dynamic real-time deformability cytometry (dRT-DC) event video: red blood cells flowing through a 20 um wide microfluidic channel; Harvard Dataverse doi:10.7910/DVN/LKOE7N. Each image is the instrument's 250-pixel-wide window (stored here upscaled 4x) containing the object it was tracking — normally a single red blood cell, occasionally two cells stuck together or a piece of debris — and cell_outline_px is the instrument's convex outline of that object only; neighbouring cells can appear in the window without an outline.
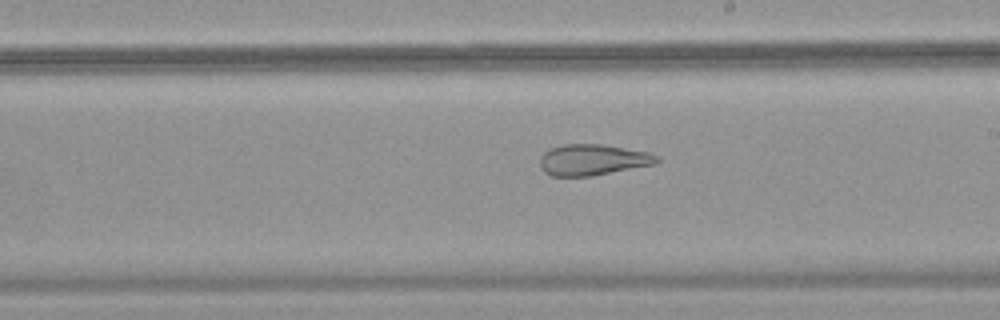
{"species": "common noctule bat (a hibernating species)", "species_latin": "Nyctalus noctula", "temperature_condition": "warm", "stored_images_in_passage": 47, "camera_frame_rate_fps": 3000, "um_per_image_px": 0.085, "animal": {"sex": "female", "body_mass_g": 18.4}, "frame": {"image": 1, "passage_image": 25, "time_ms": 8.0, "image_size_px": [1000, 320], "cell_outline_px": [[660, 160], [656, 164], [592, 176], [552, 176], [544, 172], [540, 168], [540, 156], [548, 148], [564, 144], [600, 144], [648, 152], [660, 156]], "centroid_in_image_um": [50.37, 13.58], "position_along_channel_um": 238.6, "area_um2": 21.33}}
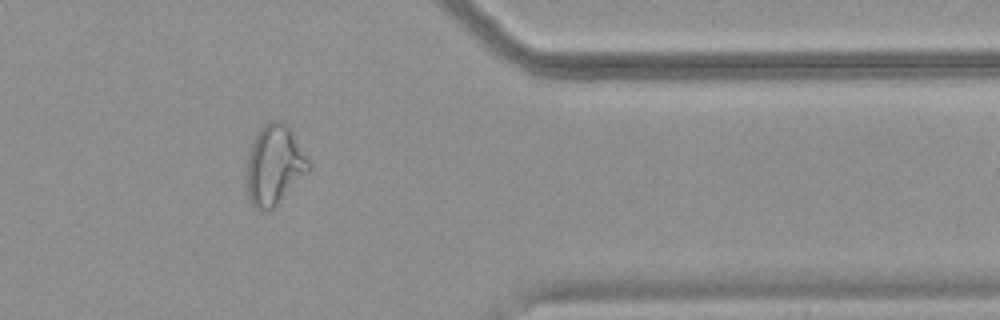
{"frame": {"image": 2, "passage_image": 38, "time_ms": 12.333, "image_size_px": [1000, 320], "cell_outline_px": [[312, 164], [308, 172], [272, 208], [256, 208], [252, 204], [248, 196], [248, 152], [252, 140], [256, 132], [268, 120], [280, 120], [288, 124]], "centroid_in_image_um": [23.34, 13.93], "position_along_channel_um": 388.1, "area_um2": 28.55}}
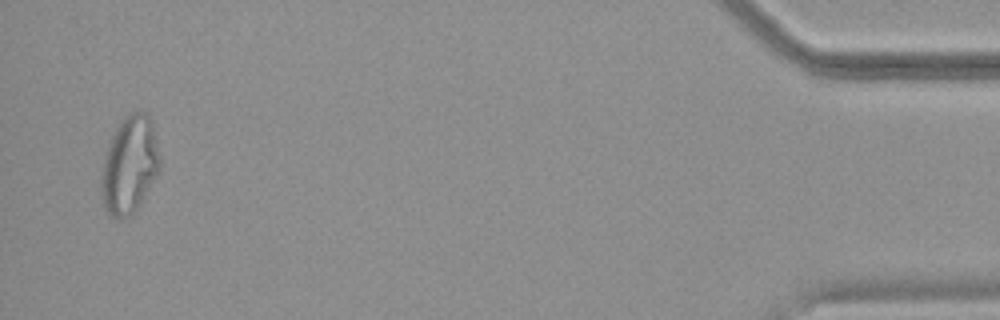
{"frame": {"image": 3, "passage_image": 46, "time_ms": 15.0, "image_size_px": [1000, 320], "cell_outline_px": [[160, 172], [136, 212], [124, 220], [112, 216], [104, 208], [100, 192], [100, 176], [108, 144], [120, 120], [124, 116], [132, 112], [148, 112], [152, 120], [160, 156]], "centroid_in_image_um": [11.02, 14.05], "position_along_channel_um": 424.2, "area_um2": 33.99}, "authors_computed_cell_mechanics": {"area_um2": 28.5532, "velocity_mm_per_s": 3.7748, "shape_relaxation_time_tau1_ms": null, "shape_relaxation_time_tau2_ms": 2.283, "deformation_change_tau1": null, "deformation_change_tau2": 0.1226}}